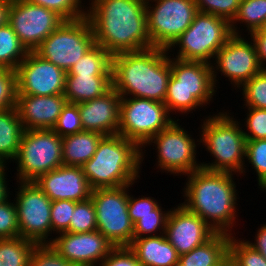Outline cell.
Returning a JSON list of instances; mask_svg holds the SVG:
<instances>
[{
	"instance_id": "obj_1",
	"label": "cell",
	"mask_w": 266,
	"mask_h": 266,
	"mask_svg": "<svg viewBox=\"0 0 266 266\" xmlns=\"http://www.w3.org/2000/svg\"><path fill=\"white\" fill-rule=\"evenodd\" d=\"M90 1L86 16L92 26L95 43L112 56L153 47L147 30L146 1Z\"/></svg>"
},
{
	"instance_id": "obj_2",
	"label": "cell",
	"mask_w": 266,
	"mask_h": 266,
	"mask_svg": "<svg viewBox=\"0 0 266 266\" xmlns=\"http://www.w3.org/2000/svg\"><path fill=\"white\" fill-rule=\"evenodd\" d=\"M185 176L188 180L183 188L185 201L181 204L201 217L216 233L233 235L231 229L238 217V193L233 174L201 167Z\"/></svg>"
},
{
	"instance_id": "obj_3",
	"label": "cell",
	"mask_w": 266,
	"mask_h": 266,
	"mask_svg": "<svg viewBox=\"0 0 266 266\" xmlns=\"http://www.w3.org/2000/svg\"><path fill=\"white\" fill-rule=\"evenodd\" d=\"M168 55L167 49L152 47L112 56V87L121 97L164 103L171 76Z\"/></svg>"
},
{
	"instance_id": "obj_4",
	"label": "cell",
	"mask_w": 266,
	"mask_h": 266,
	"mask_svg": "<svg viewBox=\"0 0 266 266\" xmlns=\"http://www.w3.org/2000/svg\"><path fill=\"white\" fill-rule=\"evenodd\" d=\"M143 150L120 134L104 135L93 157L82 166L91 189L136 183L146 151Z\"/></svg>"
},
{
	"instance_id": "obj_5",
	"label": "cell",
	"mask_w": 266,
	"mask_h": 266,
	"mask_svg": "<svg viewBox=\"0 0 266 266\" xmlns=\"http://www.w3.org/2000/svg\"><path fill=\"white\" fill-rule=\"evenodd\" d=\"M206 118L201 124L202 134L197 142L203 143L215 159L211 163H201V167L211 171L244 174L246 139L240 122L224 111Z\"/></svg>"
},
{
	"instance_id": "obj_6",
	"label": "cell",
	"mask_w": 266,
	"mask_h": 266,
	"mask_svg": "<svg viewBox=\"0 0 266 266\" xmlns=\"http://www.w3.org/2000/svg\"><path fill=\"white\" fill-rule=\"evenodd\" d=\"M170 69L171 76L164 100L169 114H176V111L189 114L196 111L195 108L210 103L217 90L213 83L212 65L170 58Z\"/></svg>"
},
{
	"instance_id": "obj_7",
	"label": "cell",
	"mask_w": 266,
	"mask_h": 266,
	"mask_svg": "<svg viewBox=\"0 0 266 266\" xmlns=\"http://www.w3.org/2000/svg\"><path fill=\"white\" fill-rule=\"evenodd\" d=\"M233 36L231 22L198 12L191 25L167 49L179 47L175 58L212 64L218 50ZM173 47V48H172ZM212 59V62L211 60Z\"/></svg>"
},
{
	"instance_id": "obj_8",
	"label": "cell",
	"mask_w": 266,
	"mask_h": 266,
	"mask_svg": "<svg viewBox=\"0 0 266 266\" xmlns=\"http://www.w3.org/2000/svg\"><path fill=\"white\" fill-rule=\"evenodd\" d=\"M15 160L17 183L34 182L63 165L62 137L52 129L24 130Z\"/></svg>"
},
{
	"instance_id": "obj_9",
	"label": "cell",
	"mask_w": 266,
	"mask_h": 266,
	"mask_svg": "<svg viewBox=\"0 0 266 266\" xmlns=\"http://www.w3.org/2000/svg\"><path fill=\"white\" fill-rule=\"evenodd\" d=\"M95 44L91 23L84 16L64 20L35 52L67 73Z\"/></svg>"
},
{
	"instance_id": "obj_10",
	"label": "cell",
	"mask_w": 266,
	"mask_h": 266,
	"mask_svg": "<svg viewBox=\"0 0 266 266\" xmlns=\"http://www.w3.org/2000/svg\"><path fill=\"white\" fill-rule=\"evenodd\" d=\"M92 190L91 199L97 216V230L114 247L129 246L134 238V225L128 214L129 187Z\"/></svg>"
},
{
	"instance_id": "obj_11",
	"label": "cell",
	"mask_w": 266,
	"mask_h": 266,
	"mask_svg": "<svg viewBox=\"0 0 266 266\" xmlns=\"http://www.w3.org/2000/svg\"><path fill=\"white\" fill-rule=\"evenodd\" d=\"M166 105L138 97H121L118 134L134 141L141 149L174 120Z\"/></svg>"
},
{
	"instance_id": "obj_12",
	"label": "cell",
	"mask_w": 266,
	"mask_h": 266,
	"mask_svg": "<svg viewBox=\"0 0 266 266\" xmlns=\"http://www.w3.org/2000/svg\"><path fill=\"white\" fill-rule=\"evenodd\" d=\"M197 13L194 0L146 1L147 30L152 46L168 49L191 25Z\"/></svg>"
},
{
	"instance_id": "obj_13",
	"label": "cell",
	"mask_w": 266,
	"mask_h": 266,
	"mask_svg": "<svg viewBox=\"0 0 266 266\" xmlns=\"http://www.w3.org/2000/svg\"><path fill=\"white\" fill-rule=\"evenodd\" d=\"M177 119L152 137L145 146L153 145L157 150V168L176 176L187 175L201 168L196 159V142ZM180 125V126H179ZM154 143V144H152ZM182 174V175H181Z\"/></svg>"
},
{
	"instance_id": "obj_14",
	"label": "cell",
	"mask_w": 266,
	"mask_h": 266,
	"mask_svg": "<svg viewBox=\"0 0 266 266\" xmlns=\"http://www.w3.org/2000/svg\"><path fill=\"white\" fill-rule=\"evenodd\" d=\"M14 202L20 237L36 245L51 244V200L34 182L19 181Z\"/></svg>"
},
{
	"instance_id": "obj_15",
	"label": "cell",
	"mask_w": 266,
	"mask_h": 266,
	"mask_svg": "<svg viewBox=\"0 0 266 266\" xmlns=\"http://www.w3.org/2000/svg\"><path fill=\"white\" fill-rule=\"evenodd\" d=\"M64 19L56 12L26 0H11L7 23L22 45L35 51L54 32Z\"/></svg>"
},
{
	"instance_id": "obj_16",
	"label": "cell",
	"mask_w": 266,
	"mask_h": 266,
	"mask_svg": "<svg viewBox=\"0 0 266 266\" xmlns=\"http://www.w3.org/2000/svg\"><path fill=\"white\" fill-rule=\"evenodd\" d=\"M244 38L241 34L233 35L216 53L213 60L216 63L211 64L215 87L218 71L222 72L221 76L231 80L234 87L241 89L248 80L263 70L253 41H246Z\"/></svg>"
},
{
	"instance_id": "obj_17",
	"label": "cell",
	"mask_w": 266,
	"mask_h": 266,
	"mask_svg": "<svg viewBox=\"0 0 266 266\" xmlns=\"http://www.w3.org/2000/svg\"><path fill=\"white\" fill-rule=\"evenodd\" d=\"M66 74L35 51H29L16 69V95L64 94Z\"/></svg>"
},
{
	"instance_id": "obj_18",
	"label": "cell",
	"mask_w": 266,
	"mask_h": 266,
	"mask_svg": "<svg viewBox=\"0 0 266 266\" xmlns=\"http://www.w3.org/2000/svg\"><path fill=\"white\" fill-rule=\"evenodd\" d=\"M51 240L52 247L77 266H97L114 248L98 230L87 233L62 232Z\"/></svg>"
},
{
	"instance_id": "obj_19",
	"label": "cell",
	"mask_w": 266,
	"mask_h": 266,
	"mask_svg": "<svg viewBox=\"0 0 266 266\" xmlns=\"http://www.w3.org/2000/svg\"><path fill=\"white\" fill-rule=\"evenodd\" d=\"M172 209L167 219L165 235L179 255L189 253L216 234L201 217L182 204L179 203Z\"/></svg>"
},
{
	"instance_id": "obj_20",
	"label": "cell",
	"mask_w": 266,
	"mask_h": 266,
	"mask_svg": "<svg viewBox=\"0 0 266 266\" xmlns=\"http://www.w3.org/2000/svg\"><path fill=\"white\" fill-rule=\"evenodd\" d=\"M34 183L51 201L80 202L90 198L92 193L82 167L62 165L41 175Z\"/></svg>"
},
{
	"instance_id": "obj_21",
	"label": "cell",
	"mask_w": 266,
	"mask_h": 266,
	"mask_svg": "<svg viewBox=\"0 0 266 266\" xmlns=\"http://www.w3.org/2000/svg\"><path fill=\"white\" fill-rule=\"evenodd\" d=\"M121 96L112 87L104 95L78 104L83 131L118 134Z\"/></svg>"
},
{
	"instance_id": "obj_22",
	"label": "cell",
	"mask_w": 266,
	"mask_h": 266,
	"mask_svg": "<svg viewBox=\"0 0 266 266\" xmlns=\"http://www.w3.org/2000/svg\"><path fill=\"white\" fill-rule=\"evenodd\" d=\"M66 103L64 94L16 95L15 107L24 130L53 129Z\"/></svg>"
},
{
	"instance_id": "obj_23",
	"label": "cell",
	"mask_w": 266,
	"mask_h": 266,
	"mask_svg": "<svg viewBox=\"0 0 266 266\" xmlns=\"http://www.w3.org/2000/svg\"><path fill=\"white\" fill-rule=\"evenodd\" d=\"M231 235L216 233L204 244L180 255L172 266H230L229 242Z\"/></svg>"
},
{
	"instance_id": "obj_24",
	"label": "cell",
	"mask_w": 266,
	"mask_h": 266,
	"mask_svg": "<svg viewBox=\"0 0 266 266\" xmlns=\"http://www.w3.org/2000/svg\"><path fill=\"white\" fill-rule=\"evenodd\" d=\"M129 248L142 266H172L180 257L165 234L133 238Z\"/></svg>"
},
{
	"instance_id": "obj_25",
	"label": "cell",
	"mask_w": 266,
	"mask_h": 266,
	"mask_svg": "<svg viewBox=\"0 0 266 266\" xmlns=\"http://www.w3.org/2000/svg\"><path fill=\"white\" fill-rule=\"evenodd\" d=\"M112 88V75H66L64 95L68 103H82Z\"/></svg>"
},
{
	"instance_id": "obj_26",
	"label": "cell",
	"mask_w": 266,
	"mask_h": 266,
	"mask_svg": "<svg viewBox=\"0 0 266 266\" xmlns=\"http://www.w3.org/2000/svg\"><path fill=\"white\" fill-rule=\"evenodd\" d=\"M103 136L95 131H82L62 137L63 165L82 167L93 157Z\"/></svg>"
},
{
	"instance_id": "obj_27",
	"label": "cell",
	"mask_w": 266,
	"mask_h": 266,
	"mask_svg": "<svg viewBox=\"0 0 266 266\" xmlns=\"http://www.w3.org/2000/svg\"><path fill=\"white\" fill-rule=\"evenodd\" d=\"M23 132L16 107L0 111V163L15 161Z\"/></svg>"
},
{
	"instance_id": "obj_28",
	"label": "cell",
	"mask_w": 266,
	"mask_h": 266,
	"mask_svg": "<svg viewBox=\"0 0 266 266\" xmlns=\"http://www.w3.org/2000/svg\"><path fill=\"white\" fill-rule=\"evenodd\" d=\"M66 75H112V55L95 44Z\"/></svg>"
},
{
	"instance_id": "obj_29",
	"label": "cell",
	"mask_w": 266,
	"mask_h": 266,
	"mask_svg": "<svg viewBox=\"0 0 266 266\" xmlns=\"http://www.w3.org/2000/svg\"><path fill=\"white\" fill-rule=\"evenodd\" d=\"M27 53L12 27L8 23L0 26V68L16 71Z\"/></svg>"
},
{
	"instance_id": "obj_30",
	"label": "cell",
	"mask_w": 266,
	"mask_h": 266,
	"mask_svg": "<svg viewBox=\"0 0 266 266\" xmlns=\"http://www.w3.org/2000/svg\"><path fill=\"white\" fill-rule=\"evenodd\" d=\"M237 22L245 23L248 34L260 30L266 24V0H241L236 16L231 21L233 35H239Z\"/></svg>"
},
{
	"instance_id": "obj_31",
	"label": "cell",
	"mask_w": 266,
	"mask_h": 266,
	"mask_svg": "<svg viewBox=\"0 0 266 266\" xmlns=\"http://www.w3.org/2000/svg\"><path fill=\"white\" fill-rule=\"evenodd\" d=\"M35 245L20 236L0 239V266H29Z\"/></svg>"
},
{
	"instance_id": "obj_32",
	"label": "cell",
	"mask_w": 266,
	"mask_h": 266,
	"mask_svg": "<svg viewBox=\"0 0 266 266\" xmlns=\"http://www.w3.org/2000/svg\"><path fill=\"white\" fill-rule=\"evenodd\" d=\"M230 237L229 262L230 266H266V258L249 246L246 240Z\"/></svg>"
},
{
	"instance_id": "obj_33",
	"label": "cell",
	"mask_w": 266,
	"mask_h": 266,
	"mask_svg": "<svg viewBox=\"0 0 266 266\" xmlns=\"http://www.w3.org/2000/svg\"><path fill=\"white\" fill-rule=\"evenodd\" d=\"M95 230H97V216L91 197L76 202L70 226L65 232L87 233Z\"/></svg>"
},
{
	"instance_id": "obj_34",
	"label": "cell",
	"mask_w": 266,
	"mask_h": 266,
	"mask_svg": "<svg viewBox=\"0 0 266 266\" xmlns=\"http://www.w3.org/2000/svg\"><path fill=\"white\" fill-rule=\"evenodd\" d=\"M245 159L257 173L260 190L266 192V139L246 140Z\"/></svg>"
},
{
	"instance_id": "obj_35",
	"label": "cell",
	"mask_w": 266,
	"mask_h": 266,
	"mask_svg": "<svg viewBox=\"0 0 266 266\" xmlns=\"http://www.w3.org/2000/svg\"><path fill=\"white\" fill-rule=\"evenodd\" d=\"M241 88L246 107L266 109V69L253 76Z\"/></svg>"
},
{
	"instance_id": "obj_36",
	"label": "cell",
	"mask_w": 266,
	"mask_h": 266,
	"mask_svg": "<svg viewBox=\"0 0 266 266\" xmlns=\"http://www.w3.org/2000/svg\"><path fill=\"white\" fill-rule=\"evenodd\" d=\"M56 12L64 20H76L86 16L81 0H26ZM83 7V8H82Z\"/></svg>"
},
{
	"instance_id": "obj_37",
	"label": "cell",
	"mask_w": 266,
	"mask_h": 266,
	"mask_svg": "<svg viewBox=\"0 0 266 266\" xmlns=\"http://www.w3.org/2000/svg\"><path fill=\"white\" fill-rule=\"evenodd\" d=\"M52 130L60 137L82 132L83 126L78 104L67 102Z\"/></svg>"
},
{
	"instance_id": "obj_38",
	"label": "cell",
	"mask_w": 266,
	"mask_h": 266,
	"mask_svg": "<svg viewBox=\"0 0 266 266\" xmlns=\"http://www.w3.org/2000/svg\"><path fill=\"white\" fill-rule=\"evenodd\" d=\"M153 197H141L134 198V196H128V214L132 224L134 225L140 220V216L146 215H169L170 210L162 211L160 203L154 200Z\"/></svg>"
},
{
	"instance_id": "obj_39",
	"label": "cell",
	"mask_w": 266,
	"mask_h": 266,
	"mask_svg": "<svg viewBox=\"0 0 266 266\" xmlns=\"http://www.w3.org/2000/svg\"><path fill=\"white\" fill-rule=\"evenodd\" d=\"M198 12L216 15L229 20L236 16L241 0H194Z\"/></svg>"
},
{
	"instance_id": "obj_40",
	"label": "cell",
	"mask_w": 266,
	"mask_h": 266,
	"mask_svg": "<svg viewBox=\"0 0 266 266\" xmlns=\"http://www.w3.org/2000/svg\"><path fill=\"white\" fill-rule=\"evenodd\" d=\"M20 236L16 204L6 199L0 203V239Z\"/></svg>"
},
{
	"instance_id": "obj_41",
	"label": "cell",
	"mask_w": 266,
	"mask_h": 266,
	"mask_svg": "<svg viewBox=\"0 0 266 266\" xmlns=\"http://www.w3.org/2000/svg\"><path fill=\"white\" fill-rule=\"evenodd\" d=\"M76 202L72 200H56L51 202V225L55 234L65 232L75 210Z\"/></svg>"
},
{
	"instance_id": "obj_42",
	"label": "cell",
	"mask_w": 266,
	"mask_h": 266,
	"mask_svg": "<svg viewBox=\"0 0 266 266\" xmlns=\"http://www.w3.org/2000/svg\"><path fill=\"white\" fill-rule=\"evenodd\" d=\"M29 266H77L61 256L51 244L35 245L32 250Z\"/></svg>"
},
{
	"instance_id": "obj_43",
	"label": "cell",
	"mask_w": 266,
	"mask_h": 266,
	"mask_svg": "<svg viewBox=\"0 0 266 266\" xmlns=\"http://www.w3.org/2000/svg\"><path fill=\"white\" fill-rule=\"evenodd\" d=\"M16 71L0 68V111L16 106Z\"/></svg>"
},
{
	"instance_id": "obj_44",
	"label": "cell",
	"mask_w": 266,
	"mask_h": 266,
	"mask_svg": "<svg viewBox=\"0 0 266 266\" xmlns=\"http://www.w3.org/2000/svg\"><path fill=\"white\" fill-rule=\"evenodd\" d=\"M244 124L248 131H243L246 140L266 139V109L247 107ZM248 132V133H247Z\"/></svg>"
},
{
	"instance_id": "obj_45",
	"label": "cell",
	"mask_w": 266,
	"mask_h": 266,
	"mask_svg": "<svg viewBox=\"0 0 266 266\" xmlns=\"http://www.w3.org/2000/svg\"><path fill=\"white\" fill-rule=\"evenodd\" d=\"M169 215L140 216V220L134 224V238L157 236L165 234L166 223Z\"/></svg>"
},
{
	"instance_id": "obj_46",
	"label": "cell",
	"mask_w": 266,
	"mask_h": 266,
	"mask_svg": "<svg viewBox=\"0 0 266 266\" xmlns=\"http://www.w3.org/2000/svg\"><path fill=\"white\" fill-rule=\"evenodd\" d=\"M99 266H142L129 246L114 247Z\"/></svg>"
},
{
	"instance_id": "obj_47",
	"label": "cell",
	"mask_w": 266,
	"mask_h": 266,
	"mask_svg": "<svg viewBox=\"0 0 266 266\" xmlns=\"http://www.w3.org/2000/svg\"><path fill=\"white\" fill-rule=\"evenodd\" d=\"M251 37V40L253 41L256 53L258 55V60L262 66L263 69H266L265 63H266V33L260 29L253 31L252 33L248 34Z\"/></svg>"
},
{
	"instance_id": "obj_48",
	"label": "cell",
	"mask_w": 266,
	"mask_h": 266,
	"mask_svg": "<svg viewBox=\"0 0 266 266\" xmlns=\"http://www.w3.org/2000/svg\"><path fill=\"white\" fill-rule=\"evenodd\" d=\"M256 234L254 243H251L249 240L246 242L266 258V224L261 226Z\"/></svg>"
},
{
	"instance_id": "obj_49",
	"label": "cell",
	"mask_w": 266,
	"mask_h": 266,
	"mask_svg": "<svg viewBox=\"0 0 266 266\" xmlns=\"http://www.w3.org/2000/svg\"><path fill=\"white\" fill-rule=\"evenodd\" d=\"M7 166L3 163H0V203H2L3 201H5L6 199H9V195H10V190H7V189H10V188H7V179L5 178L7 175H6V172H5V168Z\"/></svg>"
},
{
	"instance_id": "obj_50",
	"label": "cell",
	"mask_w": 266,
	"mask_h": 266,
	"mask_svg": "<svg viewBox=\"0 0 266 266\" xmlns=\"http://www.w3.org/2000/svg\"><path fill=\"white\" fill-rule=\"evenodd\" d=\"M10 2L11 0H0V26L7 23Z\"/></svg>"
},
{
	"instance_id": "obj_51",
	"label": "cell",
	"mask_w": 266,
	"mask_h": 266,
	"mask_svg": "<svg viewBox=\"0 0 266 266\" xmlns=\"http://www.w3.org/2000/svg\"><path fill=\"white\" fill-rule=\"evenodd\" d=\"M262 30L266 33V24L262 27Z\"/></svg>"
}]
</instances>
